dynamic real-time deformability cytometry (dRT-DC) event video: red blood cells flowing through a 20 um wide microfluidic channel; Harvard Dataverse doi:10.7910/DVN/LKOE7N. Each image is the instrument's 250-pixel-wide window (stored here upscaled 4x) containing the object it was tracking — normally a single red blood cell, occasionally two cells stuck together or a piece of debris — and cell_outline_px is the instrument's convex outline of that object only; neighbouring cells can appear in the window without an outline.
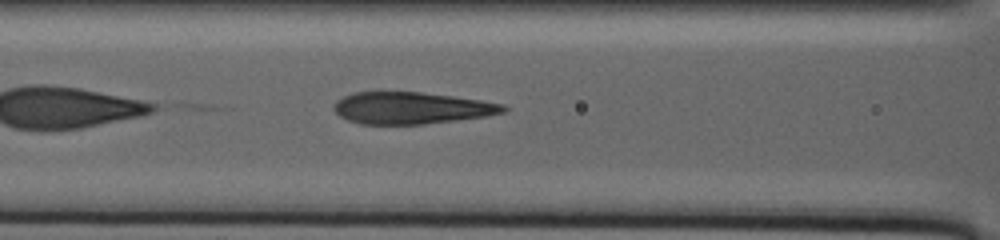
{"species": "human", "species_latin": "Homo sapiens", "temperature_condition": "warm", "stored_images_in_passage": 45, "camera_frame_rate_fps": 3000, "um_per_image_px": 0.085, "donor": {"sex": "male"}, "frame": {"image": 1, "passage_image": 9, "time_ms": 3.667, "image_size_px": [1000, 240], "cell_outline_px": [[508, 108], [504, 112], [488, 116], [424, 124], [360, 124], [348, 120], [340, 116], [332, 108], [332, 104], [336, 100], [352, 92], [420, 92], [452, 96], [480, 100], [504, 104]], "centroid_in_image_um": [34.94, 9.18], "position_along_channel_um": 131.7, "area_um2": 31.5}}
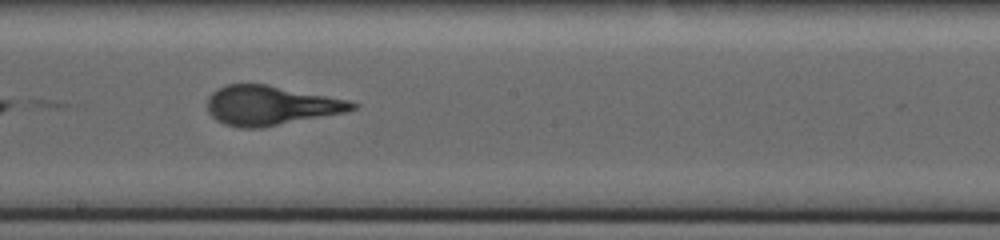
{"frame": {"image": 2, "passage_image": 20, "time_ms": 8.667, "image_size_px": [1000, 240], "cell_outline_px": [[360, 104], [356, 108], [348, 112], [260, 128], [240, 128], [224, 124], [216, 120], [208, 112], [208, 96], [212, 92], [224, 84], [264, 84], [348, 100]], "centroid_in_image_um": [22.99, 8.97], "position_along_channel_um": 225.2, "area_um2": 33.23}}
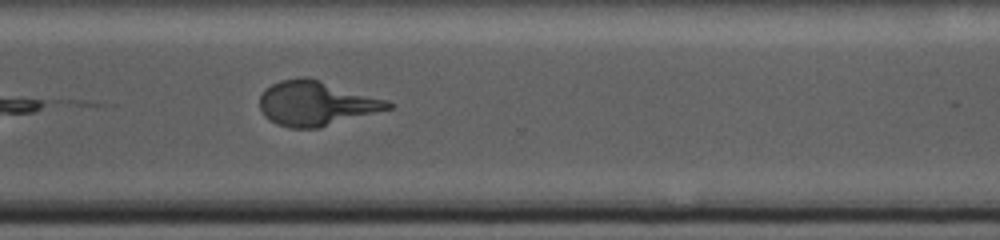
{"frame": {"image": 3, "passage_image": 34, "time_ms": 15.0, "image_size_px": [1000, 240], "cell_outline_px": [[392, 108], [320, 128], [288, 128], [276, 124], [264, 116], [260, 108], [260, 96], [272, 84], [280, 80], [300, 76], [308, 76], [388, 100], [392, 104]], "centroid_in_image_um": [26.87, 8.78], "position_along_channel_um": 343.7, "area_um2": 33.52}}